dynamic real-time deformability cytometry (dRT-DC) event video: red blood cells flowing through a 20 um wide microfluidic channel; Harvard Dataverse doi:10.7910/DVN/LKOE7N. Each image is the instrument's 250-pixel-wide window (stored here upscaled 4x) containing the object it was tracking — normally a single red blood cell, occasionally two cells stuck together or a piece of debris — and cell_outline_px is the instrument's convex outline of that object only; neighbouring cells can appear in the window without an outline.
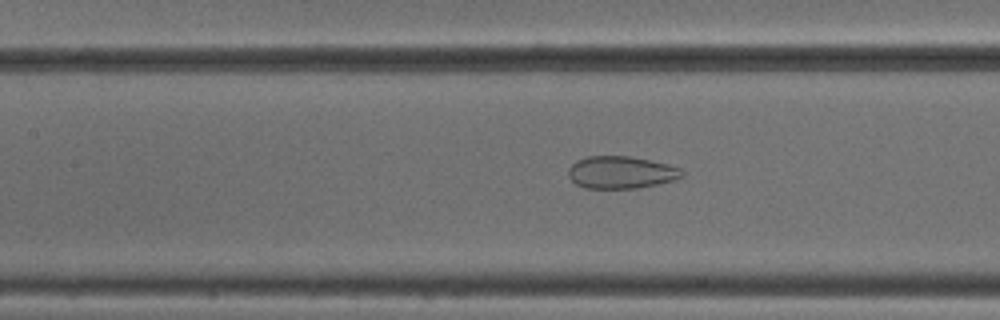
{"species": "common noctule bat (a hibernating species)", "species_latin": "Nyctalus noctula", "temperature_condition": "cold", "stored_images_in_passage": 35, "camera_frame_rate_fps": 3000, "um_per_image_px": 0.085, "animal": {"sex": "male", "body_mass_g": 18.8}, "frame": {"image": 1, "passage_image": 9, "time_ms": 2.667, "image_size_px": [1000, 320], "cell_outline_px": [[684, 176], [676, 180], [636, 188], [584, 188], [576, 184], [568, 176], [568, 168], [576, 160], [588, 156], [628, 156], [668, 164], [680, 168], [684, 172]], "centroid_in_image_um": [52.78, 14.65], "position_along_channel_um": 154.6, "area_um2": 21.44}}
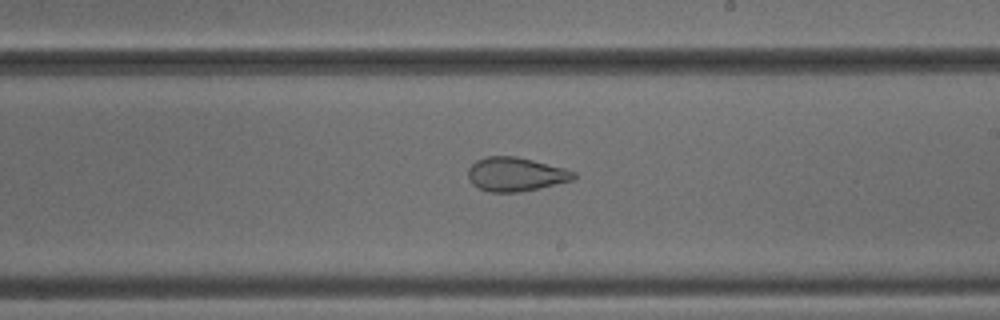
{"frame": {"image": 2, "passage_image": 16, "time_ms": 5.0, "image_size_px": [1000, 320], "cell_outline_px": [[576, 176], [572, 180], [540, 188], [516, 192], [488, 192], [472, 184], [468, 176], [468, 168], [476, 160], [488, 156], [516, 156], [564, 168], [576, 172]], "centroid_in_image_um": [43.81, 14.81], "position_along_channel_um": 245.2, "area_um2": 20.75}}
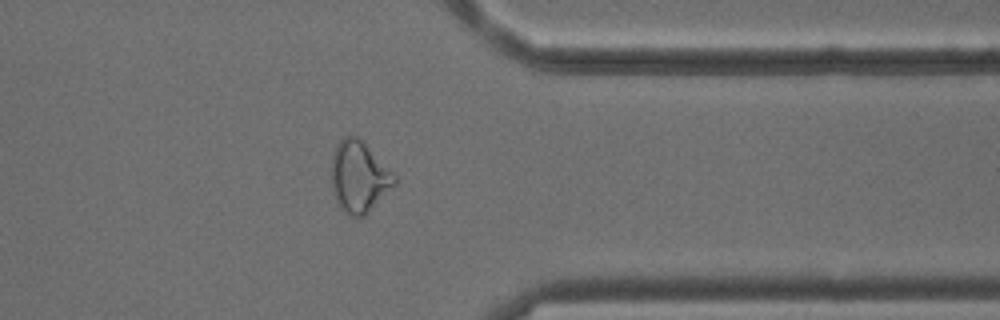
{"frame": {"image": 3, "passage_image": 27, "time_ms": 8.667, "image_size_px": [1000, 320], "cell_outline_px": [[396, 184], [364, 216], [356, 220], [344, 212], [340, 208], [332, 184], [332, 156], [340, 140], [344, 136], [356, 136], [396, 176]], "centroid_in_image_um": [30.51, 15.08], "position_along_channel_um": 380.9, "area_um2": 25.55}}